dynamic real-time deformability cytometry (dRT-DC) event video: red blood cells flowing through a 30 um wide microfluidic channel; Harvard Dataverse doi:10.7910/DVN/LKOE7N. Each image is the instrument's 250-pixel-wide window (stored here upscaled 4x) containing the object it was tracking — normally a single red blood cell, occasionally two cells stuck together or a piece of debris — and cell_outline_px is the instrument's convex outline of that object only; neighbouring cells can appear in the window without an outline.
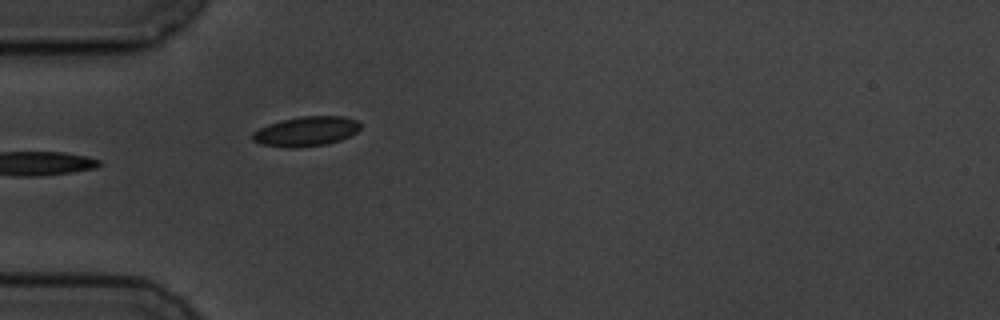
{"species": "common noctule bat (a hibernating species)", "species_latin": "Nyctalus noctula", "temperature_condition": "cold", "stored_images_in_passage": 3, "camera_frame_rate_fps": 3000, "um_per_image_px": 0.085, "animal": {"sex": "male", "body_mass_g": 19.5, "forearm_length_mm": 54.6}, "frame": {"image": 1, "passage_image": 3, "time_ms": 3.333, "image_size_px": [1000, 320], "cell_outline_px": [[360, 128], [356, 132], [340, 140], [324, 144], [296, 148], [288, 148], [260, 144], [252, 140], [252, 132], [268, 124], [300, 116], [344, 116], [356, 120], [360, 124]], "centroid_in_image_um": [26.0, 11.17], "position_along_channel_um": 59.0, "area_um2": 18.55}}